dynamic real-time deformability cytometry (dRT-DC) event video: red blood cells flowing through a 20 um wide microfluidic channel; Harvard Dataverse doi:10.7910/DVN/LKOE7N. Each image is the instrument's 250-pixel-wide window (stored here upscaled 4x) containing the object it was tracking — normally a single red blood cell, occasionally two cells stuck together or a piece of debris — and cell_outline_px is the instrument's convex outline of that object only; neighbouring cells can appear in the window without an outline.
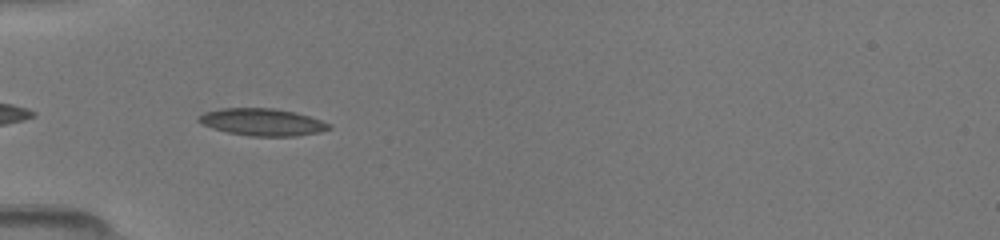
{"species": "common noctule bat (a hibernating species)", "species_latin": "Nyctalus noctula", "temperature_condition": "room temperature", "stored_images_in_passage": 45, "camera_frame_rate_fps": 3000, "um_per_image_px": 0.085, "animal": {"sex": "female", "body_mass_g": 19.5, "forearm_length_mm": 54.1}, "frame": {"image": 1, "passage_image": 2, "time_ms": 0.333, "image_size_px": [1000, 240], "cell_outline_px": [[332, 128], [320, 132], [296, 136], [248, 136], [228, 132], [212, 128], [196, 120], [196, 116], [204, 112], [220, 108], [276, 108], [296, 112], [332, 124]], "centroid_in_image_um": [22.29, 10.37], "position_along_channel_um": 62.7, "area_um2": 20.81}}
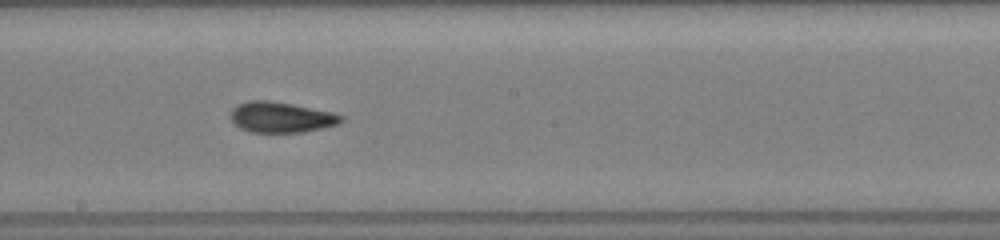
{"frame": {"image": 2, "passage_image": 21, "time_ms": 4.333, "image_size_px": [1000, 240], "cell_outline_px": [[344, 120], [340, 124], [304, 132], [252, 132], [240, 128], [228, 116], [232, 108], [236, 104], [248, 100], [268, 100], [292, 104], [332, 112], [344, 116]], "centroid_in_image_um": [23.88, 9.96], "position_along_channel_um": 224.3, "area_um2": 19.88}}
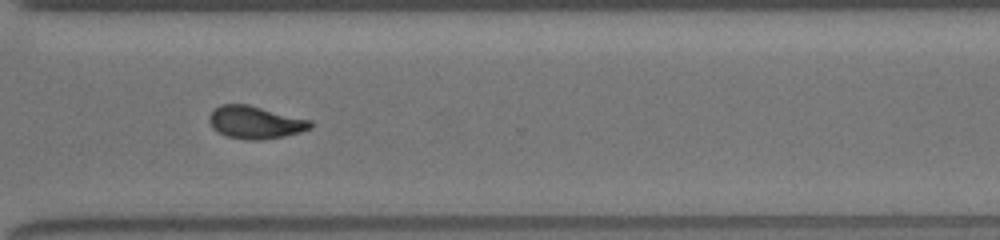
{"frame": {"image": 3, "passage_image": 37, "time_ms": 7.333, "image_size_px": [1000, 240], "cell_outline_px": [[312, 128], [300, 132], [284, 136], [260, 140], [244, 140], [228, 136], [212, 128], [208, 120], [208, 116], [220, 104], [248, 104], [312, 120]], "centroid_in_image_um": [21.71, 10.4], "position_along_channel_um": 348.9, "area_um2": 19.31}}